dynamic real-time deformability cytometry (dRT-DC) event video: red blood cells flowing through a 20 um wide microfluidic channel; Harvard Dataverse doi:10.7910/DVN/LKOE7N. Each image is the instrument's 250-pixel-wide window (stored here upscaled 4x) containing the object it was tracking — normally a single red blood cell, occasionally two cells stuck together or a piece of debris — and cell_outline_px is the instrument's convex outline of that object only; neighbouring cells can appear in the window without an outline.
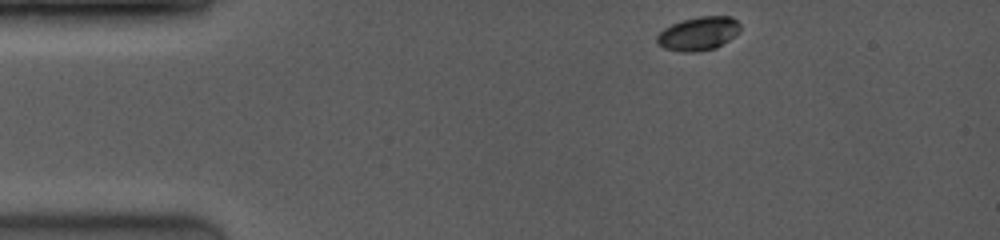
{"species": "common noctule bat (a hibernating species)", "species_latin": "Nyctalus noctula", "temperature_condition": "room temperature", "stored_images_in_passage": 53, "camera_frame_rate_fps": 4000, "um_per_image_px": 0.085, "animal": {"sex": "female", "body_mass_g": 19.0, "forearm_length_mm": 53.3}, "frame": {"image": 1, "passage_image": 1, "time_ms": 0.0, "image_size_px": [1000, 240], "cell_outline_px": [[740, 32], [716, 48], [696, 52], [684, 52], [664, 48], [656, 44], [656, 36], [664, 28], [672, 24], [684, 20], [700, 16], [732, 16], [740, 24]], "centroid_in_image_um": [59.36, 2.86], "position_along_channel_um": 25.6, "area_um2": 16.36}}
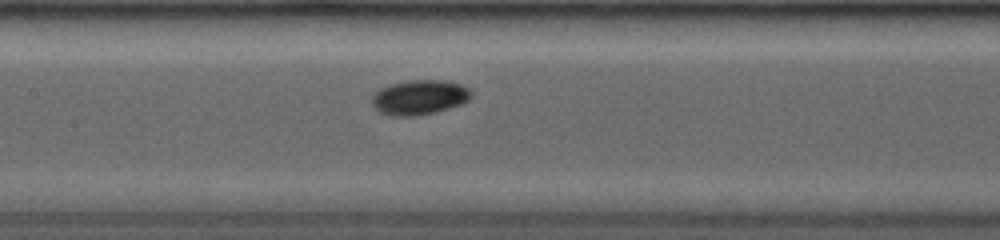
{"frame": {"image": 2, "passage_image": 22, "time_ms": 5.25, "image_size_px": [1000, 240], "cell_outline_px": [[472, 96], [464, 104], [436, 112], [416, 116], [392, 116], [380, 112], [372, 104], [372, 96], [380, 88], [392, 84], [416, 80], [436, 80], [460, 84], [468, 88], [472, 92]], "centroid_in_image_um": [35.67, 8.29], "position_along_channel_um": 171.7, "area_um2": 20.0}}
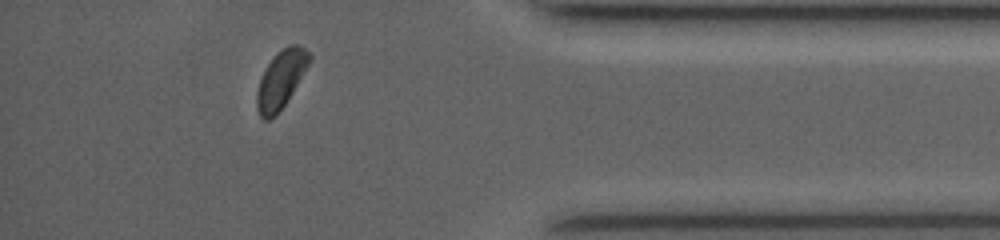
{"frame": {"image": 3, "passage_image": 47, "time_ms": 11.5, "image_size_px": [1000, 240], "cell_outline_px": [[312, 56], [308, 64], [292, 92], [284, 104], [268, 120], [264, 120], [260, 116], [256, 108], [256, 92], [260, 80], [268, 64], [288, 44], [296, 44], [304, 48]], "centroid_in_image_um": [23.86, 6.75], "position_along_channel_um": 411.3, "area_um2": 16.82}, "authors_computed_cell_mechanics": {"area_um2": 17.8602, "velocity_mm_per_s": 4.0971, "shape_relaxation_time_tau1_ms": 2.8329, "shape_relaxation_time_tau2_ms": 2.9085, "deformation_change_tau1": 0.101, "deformation_change_tau2": 0.0576}}